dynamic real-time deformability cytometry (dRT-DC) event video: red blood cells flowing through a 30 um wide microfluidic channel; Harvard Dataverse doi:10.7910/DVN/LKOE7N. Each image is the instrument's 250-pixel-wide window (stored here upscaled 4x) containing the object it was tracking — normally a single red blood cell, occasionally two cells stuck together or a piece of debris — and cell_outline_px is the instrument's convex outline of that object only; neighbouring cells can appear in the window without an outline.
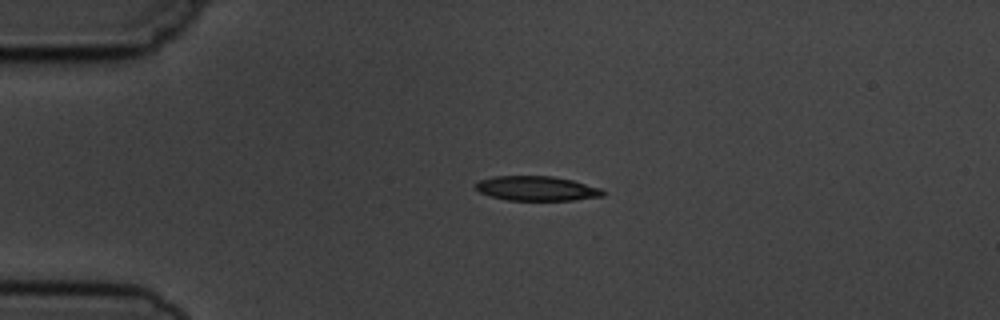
{"species": "common noctule bat (a hibernating species)", "species_latin": "Nyctalus noctula", "temperature_condition": "cold", "stored_images_in_passage": 3, "camera_frame_rate_fps": 3000, "um_per_image_px": 0.085, "animal": {"sex": "male", "body_mass_g": 19.5, "forearm_length_mm": 54.6}, "frame": {"image": 1, "passage_image": 1, "time_ms": 0.0, "image_size_px": [1000, 320], "cell_outline_px": [[604, 196], [572, 200], [508, 200], [492, 196], [480, 192], [476, 188], [476, 184], [480, 180], [492, 176], [552, 176], [572, 180], [600, 188], [604, 192]], "centroid_in_image_um": [45.62, 16.01], "position_along_channel_um": 39.4, "area_um2": 18.03}}
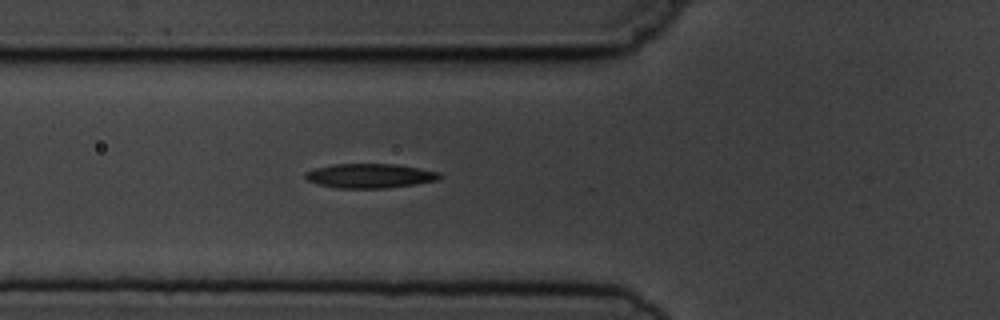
{"frame": {"image": 2, "passage_image": 3, "time_ms": 2.333, "image_size_px": [1000, 320], "cell_outline_px": [[444, 176], [440, 180], [416, 184], [388, 188], [336, 188], [316, 184], [308, 180], [304, 176], [304, 172], [316, 168], [332, 164], [396, 164], [420, 168], [440, 172]], "centroid_in_image_um": [31.48, 14.95], "position_along_channel_um": 94.3, "area_um2": 19.36}}